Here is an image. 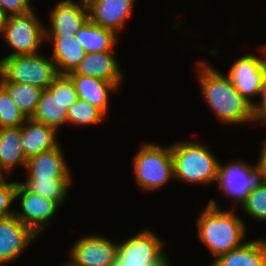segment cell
I'll list each match as a JSON object with an SVG mask.
<instances>
[{"mask_svg":"<svg viewBox=\"0 0 266 266\" xmlns=\"http://www.w3.org/2000/svg\"><path fill=\"white\" fill-rule=\"evenodd\" d=\"M196 63L202 98L221 124H254L252 104L241 96L229 77L205 60Z\"/></svg>","mask_w":266,"mask_h":266,"instance_id":"cell-1","label":"cell"},{"mask_svg":"<svg viewBox=\"0 0 266 266\" xmlns=\"http://www.w3.org/2000/svg\"><path fill=\"white\" fill-rule=\"evenodd\" d=\"M214 199H210L196 218L198 240L206 246L215 258L240 247L246 241V221L231 211L220 209Z\"/></svg>","mask_w":266,"mask_h":266,"instance_id":"cell-2","label":"cell"},{"mask_svg":"<svg viewBox=\"0 0 266 266\" xmlns=\"http://www.w3.org/2000/svg\"><path fill=\"white\" fill-rule=\"evenodd\" d=\"M170 149L174 180L191 185L216 184L220 160L206 145L195 140H181L170 145Z\"/></svg>","mask_w":266,"mask_h":266,"instance_id":"cell-3","label":"cell"},{"mask_svg":"<svg viewBox=\"0 0 266 266\" xmlns=\"http://www.w3.org/2000/svg\"><path fill=\"white\" fill-rule=\"evenodd\" d=\"M132 162L134 179L143 191H157L174 179L170 145L142 143Z\"/></svg>","mask_w":266,"mask_h":266,"instance_id":"cell-4","label":"cell"},{"mask_svg":"<svg viewBox=\"0 0 266 266\" xmlns=\"http://www.w3.org/2000/svg\"><path fill=\"white\" fill-rule=\"evenodd\" d=\"M0 60V81L28 84L44 90L59 76L53 59L39 53L3 57Z\"/></svg>","mask_w":266,"mask_h":266,"instance_id":"cell-5","label":"cell"},{"mask_svg":"<svg viewBox=\"0 0 266 266\" xmlns=\"http://www.w3.org/2000/svg\"><path fill=\"white\" fill-rule=\"evenodd\" d=\"M34 12L7 16L2 36L13 52L6 57L40 53L46 42L45 24Z\"/></svg>","mask_w":266,"mask_h":266,"instance_id":"cell-6","label":"cell"},{"mask_svg":"<svg viewBox=\"0 0 266 266\" xmlns=\"http://www.w3.org/2000/svg\"><path fill=\"white\" fill-rule=\"evenodd\" d=\"M164 240L150 229H143L118 242L117 262L126 264H170Z\"/></svg>","mask_w":266,"mask_h":266,"instance_id":"cell-7","label":"cell"},{"mask_svg":"<svg viewBox=\"0 0 266 266\" xmlns=\"http://www.w3.org/2000/svg\"><path fill=\"white\" fill-rule=\"evenodd\" d=\"M19 200L20 211H14V215L37 236L51 224L60 205L52 199L29 191L21 182L17 181L15 201Z\"/></svg>","mask_w":266,"mask_h":266,"instance_id":"cell-8","label":"cell"},{"mask_svg":"<svg viewBox=\"0 0 266 266\" xmlns=\"http://www.w3.org/2000/svg\"><path fill=\"white\" fill-rule=\"evenodd\" d=\"M261 47L259 49L260 57L251 53L243 55L230 66L227 72L234 87L251 104L254 102L252 98L258 97L266 75L265 45Z\"/></svg>","mask_w":266,"mask_h":266,"instance_id":"cell-9","label":"cell"},{"mask_svg":"<svg viewBox=\"0 0 266 266\" xmlns=\"http://www.w3.org/2000/svg\"><path fill=\"white\" fill-rule=\"evenodd\" d=\"M258 181L256 164L249 165L246 161H231L224 165L219 162L216 184L222 195L235 199V204H241Z\"/></svg>","mask_w":266,"mask_h":266,"instance_id":"cell-10","label":"cell"},{"mask_svg":"<svg viewBox=\"0 0 266 266\" xmlns=\"http://www.w3.org/2000/svg\"><path fill=\"white\" fill-rule=\"evenodd\" d=\"M70 259L75 266H114L118 243L102 235L86 234L71 245Z\"/></svg>","mask_w":266,"mask_h":266,"instance_id":"cell-11","label":"cell"},{"mask_svg":"<svg viewBox=\"0 0 266 266\" xmlns=\"http://www.w3.org/2000/svg\"><path fill=\"white\" fill-rule=\"evenodd\" d=\"M38 237L14 214L0 219V266L16 261Z\"/></svg>","mask_w":266,"mask_h":266,"instance_id":"cell-12","label":"cell"},{"mask_svg":"<svg viewBox=\"0 0 266 266\" xmlns=\"http://www.w3.org/2000/svg\"><path fill=\"white\" fill-rule=\"evenodd\" d=\"M49 14L50 29L46 24L45 36H75L89 20L87 5L80 0H59Z\"/></svg>","mask_w":266,"mask_h":266,"instance_id":"cell-13","label":"cell"},{"mask_svg":"<svg viewBox=\"0 0 266 266\" xmlns=\"http://www.w3.org/2000/svg\"><path fill=\"white\" fill-rule=\"evenodd\" d=\"M135 0H93L87 4L89 20L119 35L130 19Z\"/></svg>","mask_w":266,"mask_h":266,"instance_id":"cell-14","label":"cell"},{"mask_svg":"<svg viewBox=\"0 0 266 266\" xmlns=\"http://www.w3.org/2000/svg\"><path fill=\"white\" fill-rule=\"evenodd\" d=\"M64 156L63 149L58 144L50 150L28 158L25 166L27 179H71V171Z\"/></svg>","mask_w":266,"mask_h":266,"instance_id":"cell-15","label":"cell"},{"mask_svg":"<svg viewBox=\"0 0 266 266\" xmlns=\"http://www.w3.org/2000/svg\"><path fill=\"white\" fill-rule=\"evenodd\" d=\"M115 51L86 53L73 72L111 83H122L123 71L119 66Z\"/></svg>","mask_w":266,"mask_h":266,"instance_id":"cell-16","label":"cell"},{"mask_svg":"<svg viewBox=\"0 0 266 266\" xmlns=\"http://www.w3.org/2000/svg\"><path fill=\"white\" fill-rule=\"evenodd\" d=\"M74 84L78 99H83L96 106L106 116L110 111V94L121 89L122 83H111L90 76L67 74Z\"/></svg>","mask_w":266,"mask_h":266,"instance_id":"cell-17","label":"cell"},{"mask_svg":"<svg viewBox=\"0 0 266 266\" xmlns=\"http://www.w3.org/2000/svg\"><path fill=\"white\" fill-rule=\"evenodd\" d=\"M21 144L26 159L56 147L57 131L50 126L28 118L21 126Z\"/></svg>","mask_w":266,"mask_h":266,"instance_id":"cell-18","label":"cell"},{"mask_svg":"<svg viewBox=\"0 0 266 266\" xmlns=\"http://www.w3.org/2000/svg\"><path fill=\"white\" fill-rule=\"evenodd\" d=\"M210 266H266V239L247 240L240 247L216 257Z\"/></svg>","mask_w":266,"mask_h":266,"instance_id":"cell-19","label":"cell"},{"mask_svg":"<svg viewBox=\"0 0 266 266\" xmlns=\"http://www.w3.org/2000/svg\"><path fill=\"white\" fill-rule=\"evenodd\" d=\"M46 41L53 43L50 57L59 75L73 72L86 54L75 36H46Z\"/></svg>","mask_w":266,"mask_h":266,"instance_id":"cell-20","label":"cell"},{"mask_svg":"<svg viewBox=\"0 0 266 266\" xmlns=\"http://www.w3.org/2000/svg\"><path fill=\"white\" fill-rule=\"evenodd\" d=\"M21 144V127L0 128V168L7 176L17 165L26 166Z\"/></svg>","mask_w":266,"mask_h":266,"instance_id":"cell-21","label":"cell"},{"mask_svg":"<svg viewBox=\"0 0 266 266\" xmlns=\"http://www.w3.org/2000/svg\"><path fill=\"white\" fill-rule=\"evenodd\" d=\"M75 38L85 53L114 51L119 35L88 20L76 33Z\"/></svg>","mask_w":266,"mask_h":266,"instance_id":"cell-22","label":"cell"},{"mask_svg":"<svg viewBox=\"0 0 266 266\" xmlns=\"http://www.w3.org/2000/svg\"><path fill=\"white\" fill-rule=\"evenodd\" d=\"M67 108L59 100L57 93H50L44 89L31 119L53 127L57 132L59 128L67 124Z\"/></svg>","mask_w":266,"mask_h":266,"instance_id":"cell-23","label":"cell"},{"mask_svg":"<svg viewBox=\"0 0 266 266\" xmlns=\"http://www.w3.org/2000/svg\"><path fill=\"white\" fill-rule=\"evenodd\" d=\"M0 85L28 118L34 114L43 89L11 81H0Z\"/></svg>","mask_w":266,"mask_h":266,"instance_id":"cell-24","label":"cell"},{"mask_svg":"<svg viewBox=\"0 0 266 266\" xmlns=\"http://www.w3.org/2000/svg\"><path fill=\"white\" fill-rule=\"evenodd\" d=\"M72 179H26L21 182L29 191L41 195L47 199L55 200L60 206L68 196L69 187L72 184Z\"/></svg>","mask_w":266,"mask_h":266,"instance_id":"cell-25","label":"cell"},{"mask_svg":"<svg viewBox=\"0 0 266 266\" xmlns=\"http://www.w3.org/2000/svg\"><path fill=\"white\" fill-rule=\"evenodd\" d=\"M104 119L106 115L100 109L83 99L73 103L67 112V124L81 127L101 124Z\"/></svg>","mask_w":266,"mask_h":266,"instance_id":"cell-26","label":"cell"},{"mask_svg":"<svg viewBox=\"0 0 266 266\" xmlns=\"http://www.w3.org/2000/svg\"><path fill=\"white\" fill-rule=\"evenodd\" d=\"M240 206L247 216L266 223V184L258 180Z\"/></svg>","mask_w":266,"mask_h":266,"instance_id":"cell-27","label":"cell"},{"mask_svg":"<svg viewBox=\"0 0 266 266\" xmlns=\"http://www.w3.org/2000/svg\"><path fill=\"white\" fill-rule=\"evenodd\" d=\"M28 117L0 85V128L20 127Z\"/></svg>","mask_w":266,"mask_h":266,"instance_id":"cell-28","label":"cell"},{"mask_svg":"<svg viewBox=\"0 0 266 266\" xmlns=\"http://www.w3.org/2000/svg\"><path fill=\"white\" fill-rule=\"evenodd\" d=\"M50 93H57L59 100L69 107L78 100L74 84L67 75H59L47 88Z\"/></svg>","mask_w":266,"mask_h":266,"instance_id":"cell-29","label":"cell"},{"mask_svg":"<svg viewBox=\"0 0 266 266\" xmlns=\"http://www.w3.org/2000/svg\"><path fill=\"white\" fill-rule=\"evenodd\" d=\"M17 182H8L7 179L0 182V219H5L14 214L12 204L15 202V190Z\"/></svg>","mask_w":266,"mask_h":266,"instance_id":"cell-30","label":"cell"},{"mask_svg":"<svg viewBox=\"0 0 266 266\" xmlns=\"http://www.w3.org/2000/svg\"><path fill=\"white\" fill-rule=\"evenodd\" d=\"M0 9L7 15H22L34 10L30 0H0Z\"/></svg>","mask_w":266,"mask_h":266,"instance_id":"cell-31","label":"cell"},{"mask_svg":"<svg viewBox=\"0 0 266 266\" xmlns=\"http://www.w3.org/2000/svg\"><path fill=\"white\" fill-rule=\"evenodd\" d=\"M260 96V102L256 101L252 104V113L255 123L266 124V75L262 81L258 98Z\"/></svg>","mask_w":266,"mask_h":266,"instance_id":"cell-32","label":"cell"},{"mask_svg":"<svg viewBox=\"0 0 266 266\" xmlns=\"http://www.w3.org/2000/svg\"><path fill=\"white\" fill-rule=\"evenodd\" d=\"M261 142V152L256 167L258 169V180L266 184V140Z\"/></svg>","mask_w":266,"mask_h":266,"instance_id":"cell-33","label":"cell"},{"mask_svg":"<svg viewBox=\"0 0 266 266\" xmlns=\"http://www.w3.org/2000/svg\"><path fill=\"white\" fill-rule=\"evenodd\" d=\"M6 19H7V15L0 9V35L3 34Z\"/></svg>","mask_w":266,"mask_h":266,"instance_id":"cell-34","label":"cell"},{"mask_svg":"<svg viewBox=\"0 0 266 266\" xmlns=\"http://www.w3.org/2000/svg\"><path fill=\"white\" fill-rule=\"evenodd\" d=\"M114 266H171V265L170 264H126V265H121L116 261Z\"/></svg>","mask_w":266,"mask_h":266,"instance_id":"cell-35","label":"cell"},{"mask_svg":"<svg viewBox=\"0 0 266 266\" xmlns=\"http://www.w3.org/2000/svg\"><path fill=\"white\" fill-rule=\"evenodd\" d=\"M7 177L8 176L5 174V172L0 168V182L8 179Z\"/></svg>","mask_w":266,"mask_h":266,"instance_id":"cell-36","label":"cell"},{"mask_svg":"<svg viewBox=\"0 0 266 266\" xmlns=\"http://www.w3.org/2000/svg\"><path fill=\"white\" fill-rule=\"evenodd\" d=\"M58 266H75L71 261H67V262H64L62 263L61 265H58Z\"/></svg>","mask_w":266,"mask_h":266,"instance_id":"cell-37","label":"cell"},{"mask_svg":"<svg viewBox=\"0 0 266 266\" xmlns=\"http://www.w3.org/2000/svg\"><path fill=\"white\" fill-rule=\"evenodd\" d=\"M83 4H88V3H90L91 1H93V0H80Z\"/></svg>","mask_w":266,"mask_h":266,"instance_id":"cell-38","label":"cell"}]
</instances>
